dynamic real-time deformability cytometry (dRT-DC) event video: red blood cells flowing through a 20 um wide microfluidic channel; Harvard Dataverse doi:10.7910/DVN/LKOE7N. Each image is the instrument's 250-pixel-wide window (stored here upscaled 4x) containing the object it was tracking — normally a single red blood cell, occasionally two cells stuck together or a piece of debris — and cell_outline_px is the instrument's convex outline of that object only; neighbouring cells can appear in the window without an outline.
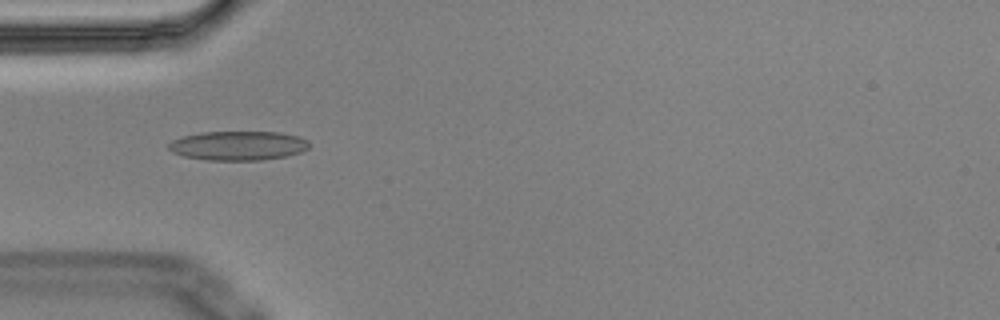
{"species": "Egyptian fruit bat (a non-hibernating species)", "species_latin": "Rousettus aegyptiacus", "temperature_condition": "cold", "stored_images_in_passage": 6, "camera_frame_rate_fps": 3000, "um_per_image_px": 0.085, "animal": {"sex": "male"}, "frame": {"image": 1, "passage_image": 1, "time_ms": 0.0, "image_size_px": [1000, 320], "cell_outline_px": [[308, 148], [300, 152], [284, 156], [260, 160], [208, 160], [184, 156], [172, 152], [168, 148], [168, 144], [172, 140], [184, 136], [200, 132], [280, 132], [300, 136], [308, 140]], "centroid_in_image_um": [20.23, 12.37], "position_along_channel_um": 64.8, "area_um2": 23.87}}
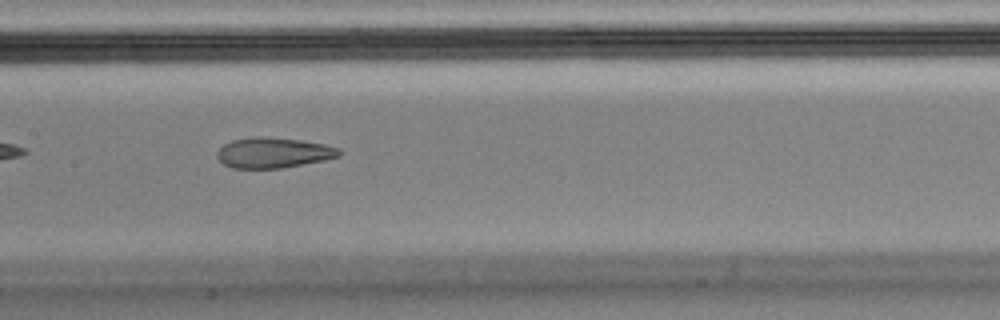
{"frame": {"image": 2, "passage_image": 4, "time_ms": 1.0, "image_size_px": [1000, 320], "cell_outline_px": [[340, 156], [324, 160], [280, 168], [232, 168], [224, 164], [216, 156], [216, 152], [224, 144], [232, 140], [256, 136], [264, 136], [300, 140], [324, 144], [340, 148]], "centroid_in_image_um": [23.22, 12.97], "position_along_channel_um": 184.2, "area_um2": 21.56}}
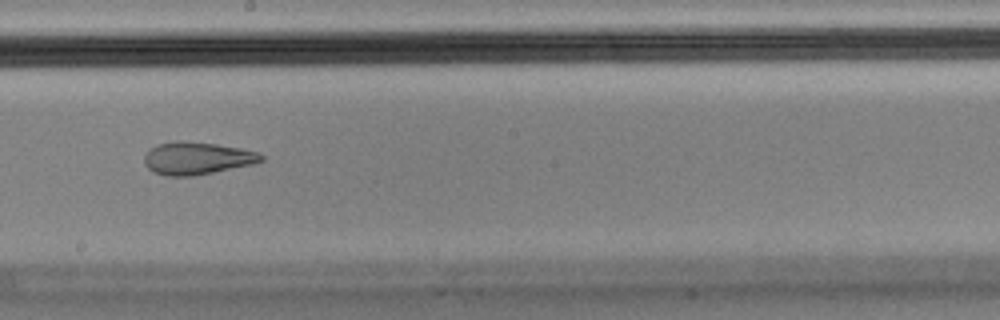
{"frame": {"image": 3, "passage_image": 5, "time_ms": 1.333, "image_size_px": [1000, 320], "cell_outline_px": [[264, 160], [252, 164], [196, 176], [168, 176], [152, 172], [144, 164], [144, 156], [148, 148], [156, 144], [176, 140], [184, 140], [216, 144], [240, 148], [260, 152], [264, 156]], "centroid_in_image_um": [16.71, 13.44], "position_along_channel_um": 231.5, "area_um2": 22.54}}